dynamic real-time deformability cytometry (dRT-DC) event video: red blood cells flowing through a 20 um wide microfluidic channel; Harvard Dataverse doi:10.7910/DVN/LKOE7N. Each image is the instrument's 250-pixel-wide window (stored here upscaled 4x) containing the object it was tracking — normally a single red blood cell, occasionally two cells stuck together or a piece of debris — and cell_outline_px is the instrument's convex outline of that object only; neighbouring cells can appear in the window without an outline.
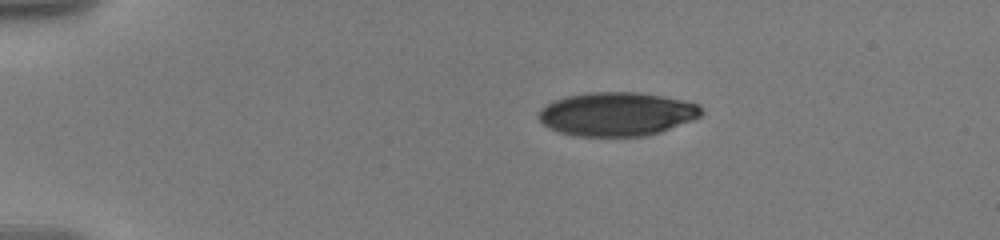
{"species": "human", "species_latin": "Homo sapiens", "temperature_condition": "warm", "stored_images_in_passage": 62, "camera_frame_rate_fps": 3000, "um_per_image_px": 0.085, "donor": {"sex": "male"}, "frame": {"image": 1, "passage_image": 1, "time_ms": 0.0, "image_size_px": [1000, 240], "cell_outline_px": [[704, 112], [700, 116], [692, 120], [660, 132], [648, 136], [572, 136], [556, 132], [548, 128], [540, 120], [540, 108], [556, 100], [568, 96], [588, 92], [640, 92], [700, 104]], "centroid_in_image_um": [52.43, 9.7], "position_along_channel_um": 32.6, "area_um2": 41.44}}
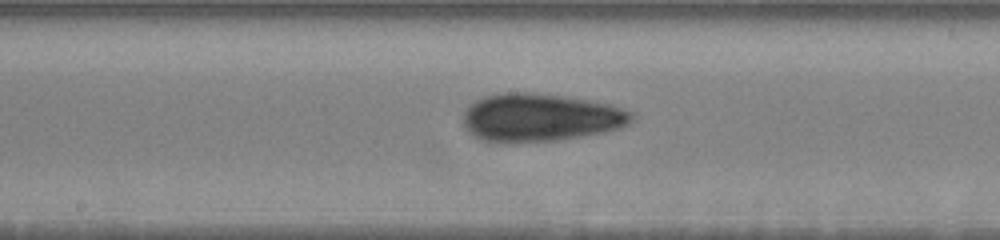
{"frame": {"image": 2, "passage_image": 27, "time_ms": 6.667, "image_size_px": [1000, 240], "cell_outline_px": [[632, 120], [628, 124], [620, 128], [580, 136], [556, 140], [488, 140], [476, 136], [464, 124], [464, 112], [468, 104], [484, 96], [500, 92], [532, 92], [564, 96], [612, 104], [632, 112]], "centroid_in_image_um": [45.96, 9.93], "position_along_channel_um": 202.2, "area_um2": 46.07}}
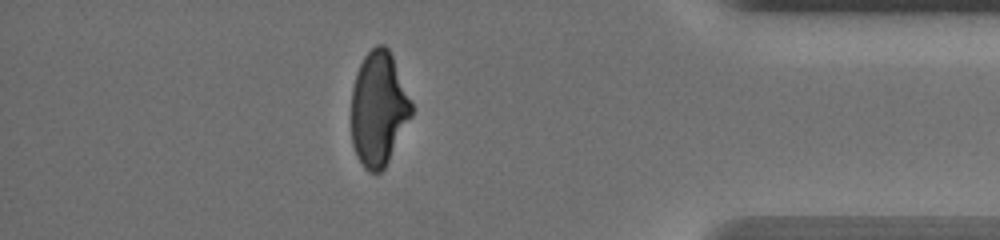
{"frame": {"image": 3, "passage_image": 52, "time_ms": 13.0, "image_size_px": [1000, 240], "cell_outline_px": [[412, 116], [384, 168], [380, 172], [368, 172], [364, 168], [356, 156], [352, 144], [352, 88], [360, 64], [364, 56], [376, 44], [384, 44], [388, 48], [392, 56], [412, 104]], "centroid_in_image_um": [32.17, 9.26], "position_along_channel_um": 403.0, "area_um2": 39.77}, "authors_computed_cell_mechanics": {"area_um2": 43.8702, "velocity_mm_per_s": 3.6033, "shape_relaxation_time_tau1_ms": 6.754, "shape_relaxation_time_tau2_ms": 2.7185, "deformation_change_tau1": 0.2117, "deformation_change_tau2": 0.0788}}